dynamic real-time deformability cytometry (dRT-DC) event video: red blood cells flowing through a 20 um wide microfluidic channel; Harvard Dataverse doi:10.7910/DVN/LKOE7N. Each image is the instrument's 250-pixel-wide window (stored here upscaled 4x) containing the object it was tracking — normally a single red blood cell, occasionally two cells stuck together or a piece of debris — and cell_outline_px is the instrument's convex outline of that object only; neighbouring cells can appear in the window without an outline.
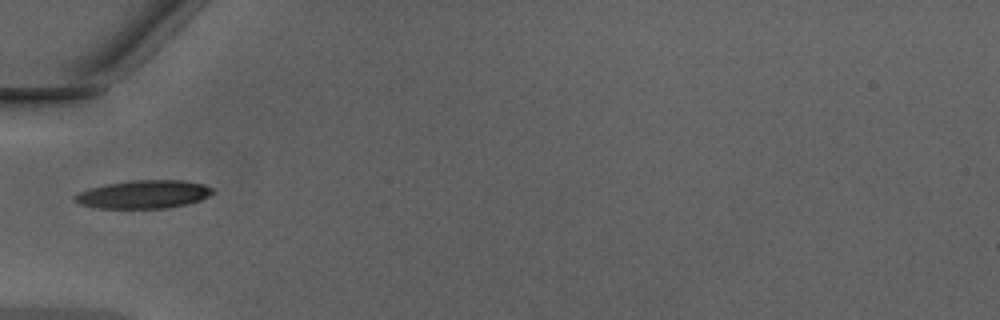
{"species": "Egyptian fruit bat (a non-hibernating species)", "species_latin": "Rousettus aegyptiacus", "temperature_condition": "warm", "stored_images_in_passage": 8, "camera_frame_rate_fps": 3000, "um_per_image_px": 0.085, "animal": {"sex": "male"}, "frame": {"image": 1, "passage_image": 1, "time_ms": 0.0, "image_size_px": [1000, 320], "cell_outline_px": [[216, 192], [200, 200], [188, 204], [168, 208], [96, 208], [80, 204], [72, 200], [72, 196], [76, 192], [108, 184], [132, 180], [184, 180], [204, 184], [212, 188]], "centroid_in_image_um": [12.21, 16.52], "position_along_channel_um": 72.8, "area_um2": 22.83}}
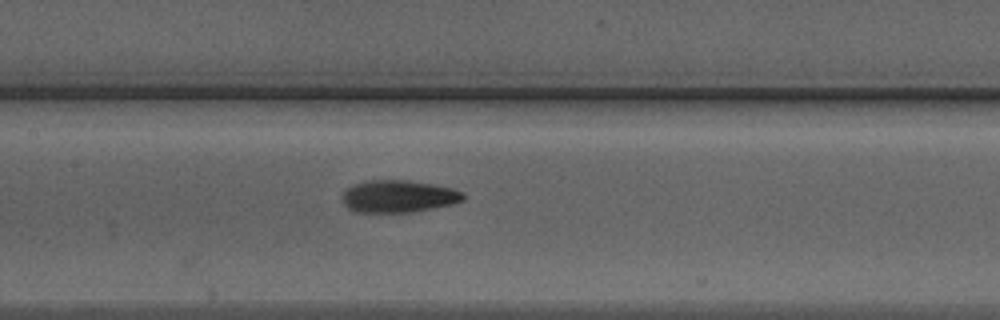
{"frame": {"image": 2, "passage_image": 8, "time_ms": 2.333, "image_size_px": [1000, 320], "cell_outline_px": [[464, 200], [452, 204], [412, 212], [356, 212], [348, 208], [344, 204], [344, 188], [352, 184], [364, 180], [408, 180], [452, 188], [464, 192]], "centroid_in_image_um": [33.84, 16.68], "position_along_channel_um": 173.6, "area_um2": 22.77}}